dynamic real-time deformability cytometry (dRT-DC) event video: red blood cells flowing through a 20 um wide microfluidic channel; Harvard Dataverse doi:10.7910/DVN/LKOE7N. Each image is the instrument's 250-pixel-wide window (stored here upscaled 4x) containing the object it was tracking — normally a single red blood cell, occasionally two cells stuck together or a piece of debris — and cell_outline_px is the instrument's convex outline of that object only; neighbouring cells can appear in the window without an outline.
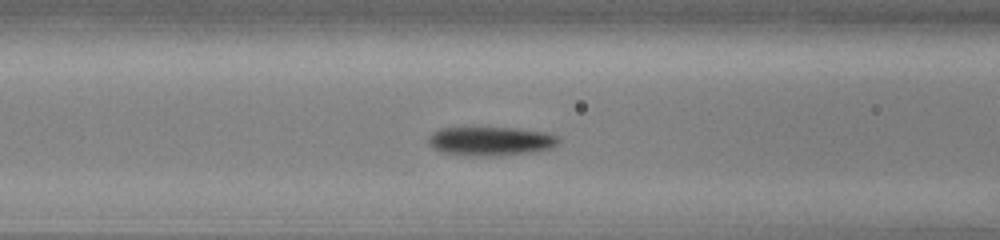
{"species": "common noctule bat (a hibernating species)", "species_latin": "Nyctalus noctula", "temperature_condition": "cold", "stored_images_in_passage": 41, "camera_frame_rate_fps": 3000, "um_per_image_px": 0.085, "animal": {"sex": "male", "body_mass_g": 13.0, "forearm_length_mm": 53.1}, "frame": {"image": 1, "passage_image": 13, "time_ms": 4.0, "image_size_px": [1000, 240], "cell_outline_px": [[560, 140], [552, 148], [536, 152], [488, 156], [476, 156], [440, 152], [428, 144], [428, 136], [432, 132], [440, 128], [516, 128], [544, 132], [560, 136]], "centroid_in_image_um": [41.71, 12.0], "position_along_channel_um": 124.9, "area_um2": 22.02}}
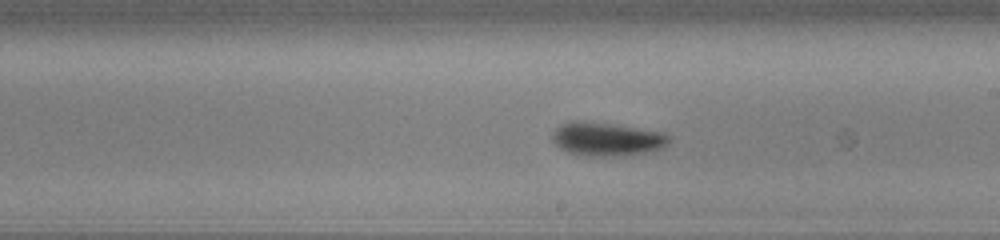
{"frame": {"image": 2, "passage_image": 22, "time_ms": 7.0, "image_size_px": [1000, 240], "cell_outline_px": [[672, 140], [664, 148], [644, 152], [612, 156], [584, 156], [568, 152], [560, 148], [552, 140], [552, 132], [560, 124], [572, 120], [576, 120], [608, 124], [660, 132], [672, 136]], "centroid_in_image_um": [51.55, 11.83], "position_along_channel_um": 237.5, "area_um2": 22.6}}
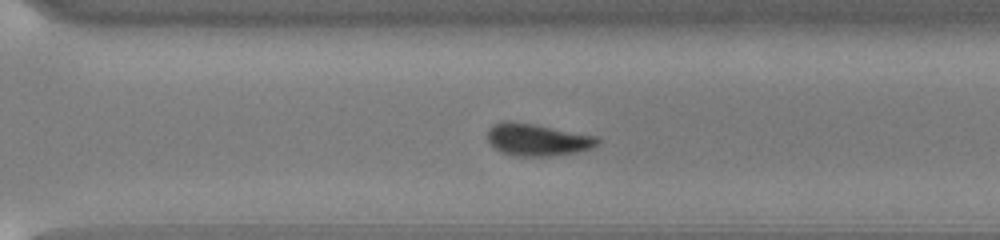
{"frame": {"image": 3, "passage_image": 29, "time_ms": 9.333, "image_size_px": [1000, 240], "cell_outline_px": [[600, 140], [592, 148], [576, 152], [552, 156], [512, 156], [500, 152], [488, 140], [488, 128], [504, 120], [508, 120], [536, 124], [596, 136]], "centroid_in_image_um": [45.66, 11.87], "position_along_channel_um": 324.9, "area_um2": 20.63}, "authors_computed_cell_mechanics": {"area_um2": 21.2704, "velocity_mm_per_s": 3.7629, "shape_relaxation_time_tau1_ms": 1.8504, "shape_relaxation_time_tau2_ms": null, "deformation_change_tau1": 0.1388, "deformation_change_tau2": null}}